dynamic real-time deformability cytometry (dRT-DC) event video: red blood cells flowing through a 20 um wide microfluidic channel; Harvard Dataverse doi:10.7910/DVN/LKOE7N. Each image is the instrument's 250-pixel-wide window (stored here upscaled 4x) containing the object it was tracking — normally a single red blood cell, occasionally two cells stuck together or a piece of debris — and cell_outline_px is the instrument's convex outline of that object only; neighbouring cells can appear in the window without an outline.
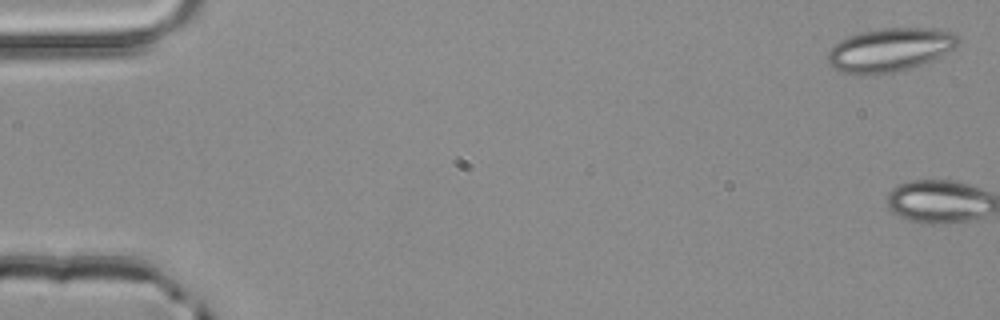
{"species": "common noctule bat (a hibernating species)", "species_latin": "Nyctalus noctula", "temperature_condition": "room temperature", "stored_images_in_passage": 4, "camera_frame_rate_fps": 3000, "um_per_image_px": 0.085, "animal": {"sex": "male", "body_mass_g": 20.4}, "frame": {"image": 1, "passage_image": 1, "time_ms": 0.0, "image_size_px": [1000, 320], "cell_outline_px": [[960, 44], [956, 48], [924, 64], [912, 68], [872, 76], [844, 72], [832, 68], [828, 64], [828, 52], [832, 44], [840, 40], [860, 32], [880, 28], [936, 28], [956, 32], [960, 36]], "centroid_in_image_um": [75.68, 4.23], "position_along_channel_um": 9.3, "area_um2": 33.76}}